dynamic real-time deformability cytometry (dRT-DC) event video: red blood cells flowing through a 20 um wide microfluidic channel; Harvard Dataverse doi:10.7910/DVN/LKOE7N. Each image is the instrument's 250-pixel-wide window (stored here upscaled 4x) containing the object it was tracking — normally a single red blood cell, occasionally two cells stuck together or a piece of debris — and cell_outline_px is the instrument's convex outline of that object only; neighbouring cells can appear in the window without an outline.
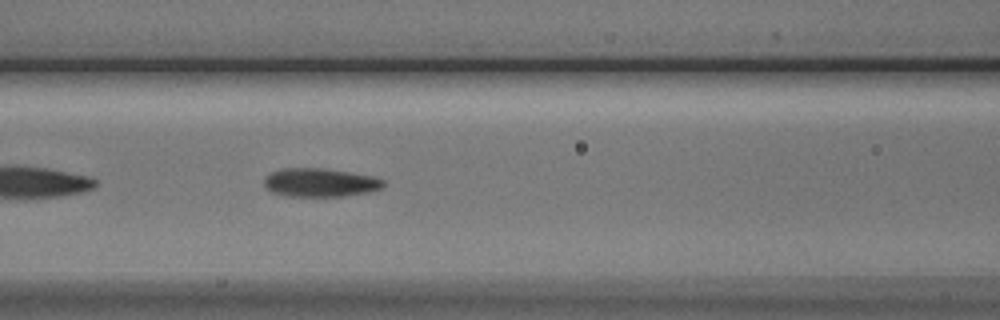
{"species": "Egyptian fruit bat (a non-hibernating species)", "species_latin": "Rousettus aegyptiacus", "temperature_condition": "cold", "stored_images_in_passage": 24, "camera_frame_rate_fps": 3000, "um_per_image_px": 0.085, "animal": {"sex": "male"}, "frame": {"image": 1, "passage_image": 8, "time_ms": 2.333, "image_size_px": [1000, 320], "cell_outline_px": [[384, 188], [368, 192], [344, 196], [288, 196], [272, 192], [264, 188], [264, 176], [280, 168], [324, 168], [372, 176], [384, 180]], "centroid_in_image_um": [27.18, 15.51], "position_along_channel_um": 139.4, "area_um2": 19.94}, "authors_computed_cell_mechanics": {"area_um2": 19.9699, "velocity_mm_per_s": 3.7588, "shape_relaxation_time_tau1_ms": 3.5568, "shape_relaxation_time_tau2_ms": 2.0788, "deformation_change_tau1": 0.1492, "deformation_change_tau2": 0.1023}}